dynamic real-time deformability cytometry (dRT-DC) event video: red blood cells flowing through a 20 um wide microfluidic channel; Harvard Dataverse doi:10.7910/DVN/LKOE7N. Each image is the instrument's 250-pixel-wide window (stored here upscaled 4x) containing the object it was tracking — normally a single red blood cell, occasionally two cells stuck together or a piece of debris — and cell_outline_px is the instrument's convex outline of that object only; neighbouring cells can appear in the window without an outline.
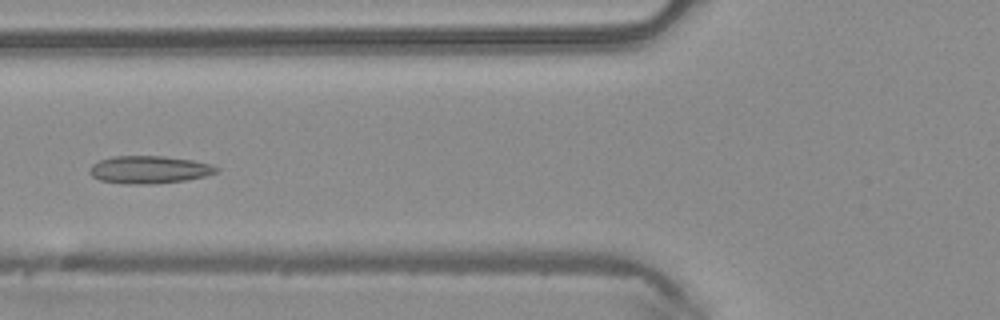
{"species": "common noctule bat (a hibernating species)", "species_latin": "Nyctalus noctula", "temperature_condition": "warm", "stored_images_in_passage": 5, "camera_frame_rate_fps": 3000, "um_per_image_px": 0.085, "animal": {"sex": "male", "body_mass_g": 20.4}, "frame": {"image": 1, "passage_image": 5, "time_ms": 1.333, "image_size_px": [1000, 320], "cell_outline_px": [[220, 168], [216, 172], [204, 176], [184, 180], [152, 184], [136, 184], [100, 180], [92, 176], [88, 172], [92, 164], [100, 160], [112, 156], [164, 156], [192, 160], [212, 164]], "centroid_in_image_um": [12.68, 14.41], "position_along_channel_um": 113.1, "area_um2": 20.23}}